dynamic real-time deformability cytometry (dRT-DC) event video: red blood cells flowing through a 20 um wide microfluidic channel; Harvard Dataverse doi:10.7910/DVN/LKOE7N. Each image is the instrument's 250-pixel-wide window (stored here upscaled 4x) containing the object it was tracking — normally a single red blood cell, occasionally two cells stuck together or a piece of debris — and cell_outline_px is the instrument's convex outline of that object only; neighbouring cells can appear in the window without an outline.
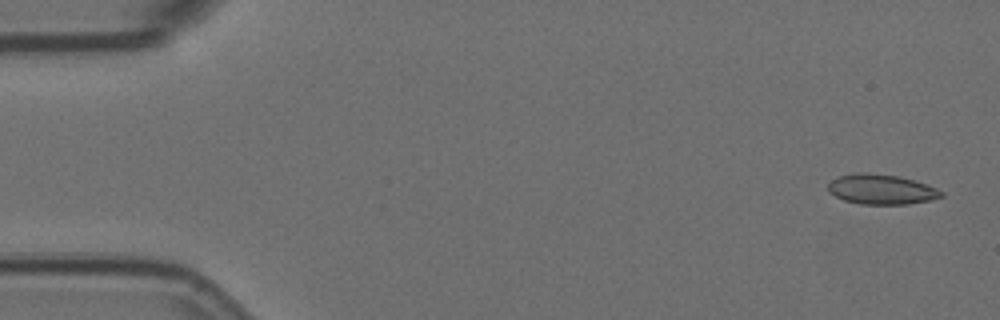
{"species": "Egyptian fruit bat (a non-hibernating species)", "species_latin": "Rousettus aegyptiacus", "temperature_condition": "room temperature", "stored_images_in_passage": 4, "camera_frame_rate_fps": 3000, "um_per_image_px": 0.085, "animal": {"sex": "female"}, "frame": {"image": 1, "passage_image": 1, "time_ms": 0.0, "image_size_px": [1000, 320], "cell_outline_px": [[944, 196], [932, 200], [908, 204], [860, 204], [844, 200], [828, 192], [828, 184], [836, 176], [856, 172], [860, 172], [900, 176], [936, 188], [944, 192]], "centroid_in_image_um": [74.9, 16.09], "position_along_channel_um": 10.1, "area_um2": 19.83}}
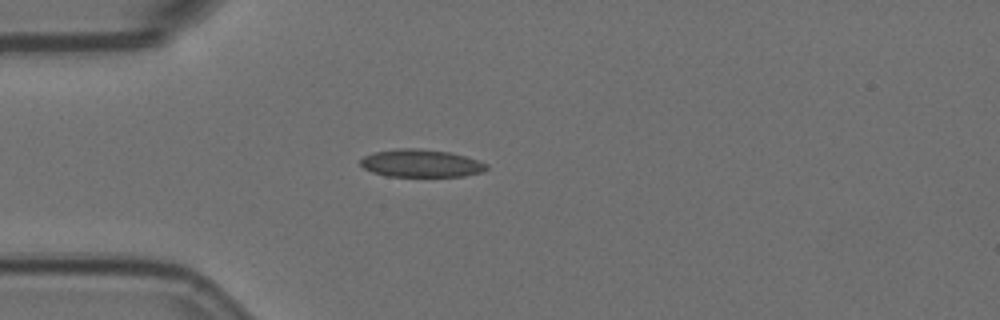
{"frame": {"image": 2, "passage_image": 4, "time_ms": 1.0, "image_size_px": [1000, 320], "cell_outline_px": [[488, 168], [484, 172], [464, 176], [384, 176], [372, 172], [364, 168], [360, 164], [360, 160], [364, 156], [376, 152], [400, 148], [416, 148], [448, 152], [464, 156], [488, 164]], "centroid_in_image_um": [35.79, 13.89], "position_along_channel_um": 49.2, "area_um2": 20.23}}